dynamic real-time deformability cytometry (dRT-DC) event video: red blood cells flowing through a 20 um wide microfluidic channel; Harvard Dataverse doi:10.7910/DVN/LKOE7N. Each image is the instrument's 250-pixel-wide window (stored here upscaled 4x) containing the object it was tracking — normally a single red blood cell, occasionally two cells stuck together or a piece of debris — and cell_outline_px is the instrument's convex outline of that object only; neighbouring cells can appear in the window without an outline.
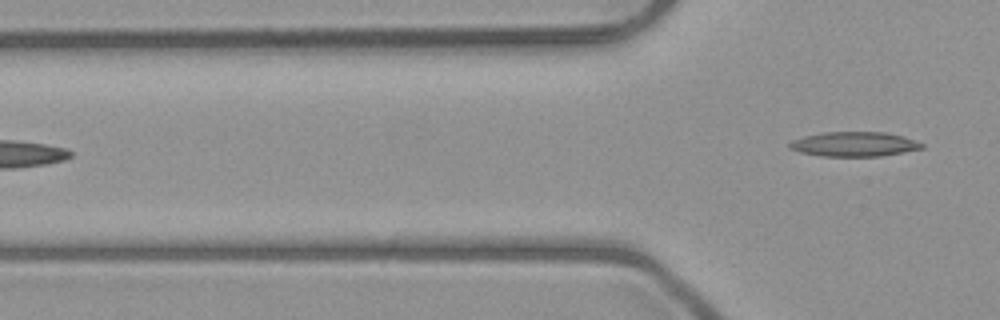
{"species": "common noctule bat (a hibernating species)", "species_latin": "Nyctalus noctula", "temperature_condition": "room temperature", "stored_images_in_passage": 6, "camera_frame_rate_fps": 3000, "um_per_image_px": 0.085, "animal": {"sex": "male", "body_mass_g": 23.1, "forearm_length_mm": 52.7}, "frame": {"image": 1, "passage_image": 6, "time_ms": 6.0, "image_size_px": [1000, 320], "cell_outline_px": [[924, 148], [880, 156], [820, 156], [800, 152], [788, 148], [788, 144], [792, 140], [804, 136], [824, 132], [884, 132], [904, 136], [924, 144]], "centroid_in_image_um": [72.58, 12.25], "position_along_channel_um": 53.2, "area_um2": 18.96}}